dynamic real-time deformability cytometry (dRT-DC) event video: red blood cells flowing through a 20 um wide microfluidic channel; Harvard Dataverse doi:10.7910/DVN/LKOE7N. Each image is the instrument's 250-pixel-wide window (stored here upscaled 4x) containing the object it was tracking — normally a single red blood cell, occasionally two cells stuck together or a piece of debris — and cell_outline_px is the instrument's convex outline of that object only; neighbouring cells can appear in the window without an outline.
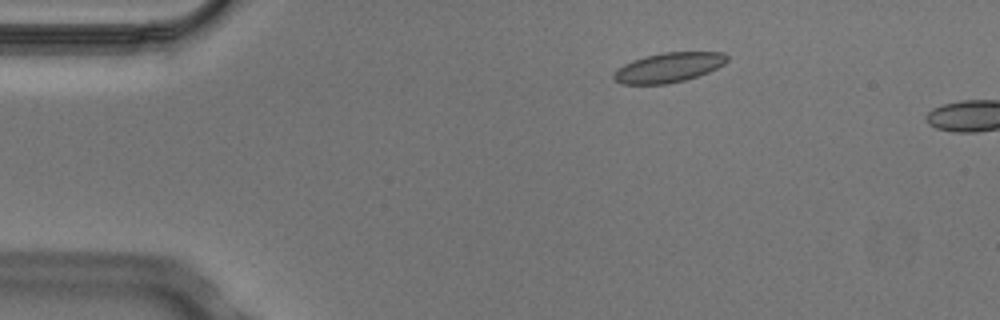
{"species": "Egyptian fruit bat (a non-hibernating species)", "species_latin": "Rousettus aegyptiacus", "temperature_condition": "cold", "stored_images_in_passage": 3, "camera_frame_rate_fps": 3000, "um_per_image_px": 0.085, "animal": {"sex": "male"}, "frame": {"image": 1, "passage_image": 2, "time_ms": 0.333, "image_size_px": [1000, 320], "cell_outline_px": [[728, 60], [724, 64], [708, 72], [684, 80], [668, 84], [620, 84], [612, 76], [612, 72], [624, 64], [632, 60], [644, 56], [664, 52], [724, 52], [728, 56]], "centroid_in_image_um": [56.81, 5.73], "position_along_channel_um": 28.2, "area_um2": 19.65}}